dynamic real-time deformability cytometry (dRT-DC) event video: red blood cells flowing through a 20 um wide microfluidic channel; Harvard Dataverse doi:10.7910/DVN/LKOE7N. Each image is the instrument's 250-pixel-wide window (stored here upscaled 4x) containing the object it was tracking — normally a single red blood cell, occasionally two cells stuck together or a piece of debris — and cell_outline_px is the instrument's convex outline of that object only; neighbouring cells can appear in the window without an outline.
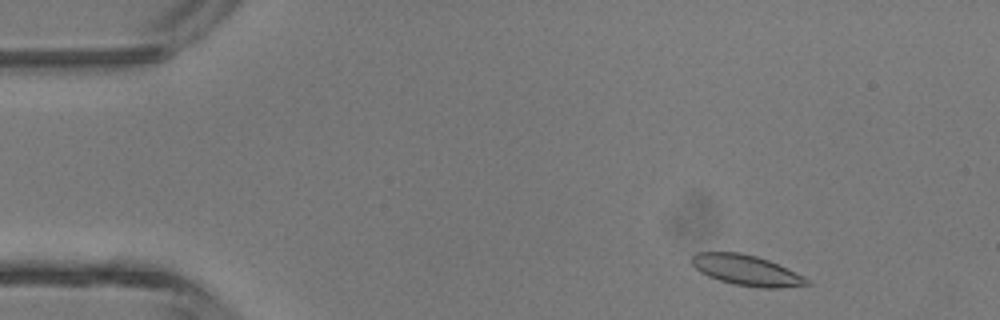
{"species": "common noctule bat (a hibernating species)", "species_latin": "Nyctalus noctula", "temperature_condition": "room temperature", "stored_images_in_passage": 3, "camera_frame_rate_fps": 3000, "um_per_image_px": 0.085, "animal": {"sex": "male", "body_mass_g": 13.3}, "frame": {"image": 1, "passage_image": 1, "time_ms": 0.0, "image_size_px": [1000, 320], "cell_outline_px": [[812, 284], [780, 288], [760, 288], [732, 284], [708, 276], [700, 272], [692, 264], [692, 256], [696, 252], [740, 252], [756, 256], [768, 260], [796, 272], [812, 280]], "centroid_in_image_um": [63.49, 22.98], "position_along_channel_um": 21.5, "area_um2": 20.58}}
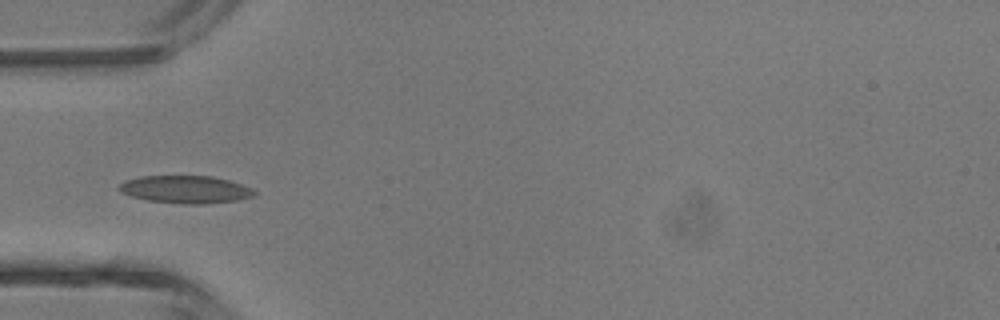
{"frame": {"image": 2, "passage_image": 3, "time_ms": 3.0, "image_size_px": [1000, 320], "cell_outline_px": [[256, 196], [240, 200], [208, 204], [180, 204], [148, 200], [132, 196], [120, 192], [116, 188], [124, 180], [140, 176], [212, 176], [228, 180], [252, 188], [256, 192]], "centroid_in_image_um": [15.78, 16.11], "position_along_channel_um": 69.2, "area_um2": 22.02}}